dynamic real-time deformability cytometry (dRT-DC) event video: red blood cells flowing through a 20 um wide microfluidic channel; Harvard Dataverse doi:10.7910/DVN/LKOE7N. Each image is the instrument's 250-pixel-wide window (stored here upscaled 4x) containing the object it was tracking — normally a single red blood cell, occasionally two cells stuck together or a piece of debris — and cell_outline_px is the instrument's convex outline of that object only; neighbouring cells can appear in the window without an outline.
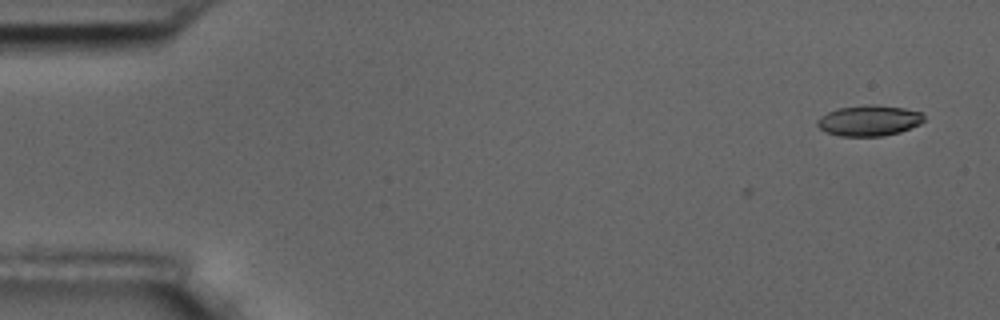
{"species": "common noctule bat (a hibernating species)", "species_latin": "Nyctalus noctula", "temperature_condition": "room temperature", "stored_images_in_passage": 2, "camera_frame_rate_fps": 3000, "um_per_image_px": 0.085, "animal": {"sex": "male", "body_mass_g": 17.5, "forearm_length_mm": 52.3}, "frame": {"image": 1, "passage_image": 2, "time_ms": 0.333, "image_size_px": [1000, 320], "cell_outline_px": [[924, 120], [920, 124], [900, 132], [884, 136], [840, 136], [828, 132], [820, 128], [816, 124], [816, 120], [820, 116], [836, 108], [864, 104], [872, 104], [904, 108], [924, 112]], "centroid_in_image_um": [73.88, 10.23], "position_along_channel_um": 11.1, "area_um2": 19.31}}